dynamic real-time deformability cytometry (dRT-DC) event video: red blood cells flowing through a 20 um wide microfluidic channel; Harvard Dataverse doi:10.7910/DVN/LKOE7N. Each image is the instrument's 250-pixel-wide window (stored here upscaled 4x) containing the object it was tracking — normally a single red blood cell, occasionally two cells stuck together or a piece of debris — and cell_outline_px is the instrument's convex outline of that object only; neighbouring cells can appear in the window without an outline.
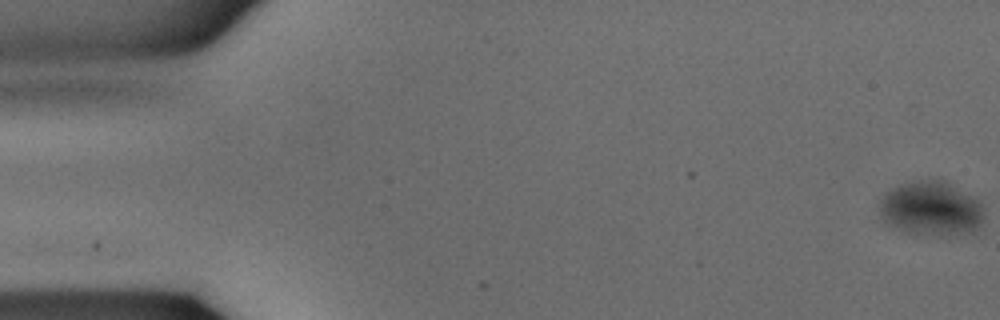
{"species": "common noctule bat (a hibernating species)", "species_latin": "Nyctalus noctula", "temperature_condition": "warm", "stored_images_in_passage": 37, "camera_frame_rate_fps": 3000, "um_per_image_px": 0.085, "animal": {"sex": "male", "body_mass_g": 15.6}, "frame": {"image": 1, "passage_image": 1, "time_ms": 0.0, "image_size_px": [1000, 320], "cell_outline_px": [[984, 220], [976, 236], [940, 236], [904, 232], [884, 224], [880, 216], [880, 200], [884, 192], [900, 184], [920, 180], [944, 180], [976, 200], [984, 208]], "centroid_in_image_um": [79.17, 17.8], "position_along_channel_um": 5.8, "area_um2": 34.1}}
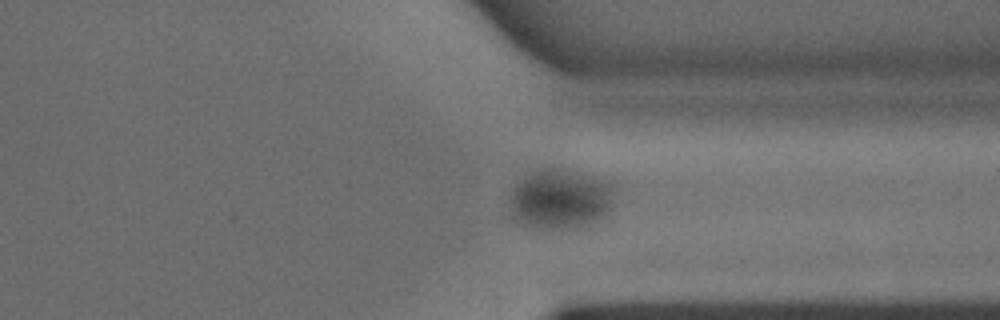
{"frame": {"image": 2, "passage_image": 28, "time_ms": 9.0, "image_size_px": [1000, 320], "cell_outline_px": [[612, 204], [604, 212], [588, 224], [552, 228], [536, 228], [524, 224], [516, 220], [512, 204], [512, 192], [516, 184], [520, 180], [532, 172], [544, 168], [560, 168], [608, 180], [612, 188]], "centroid_in_image_um": [47.61, 16.87], "position_along_channel_um": 363.8, "area_um2": 35.14}}
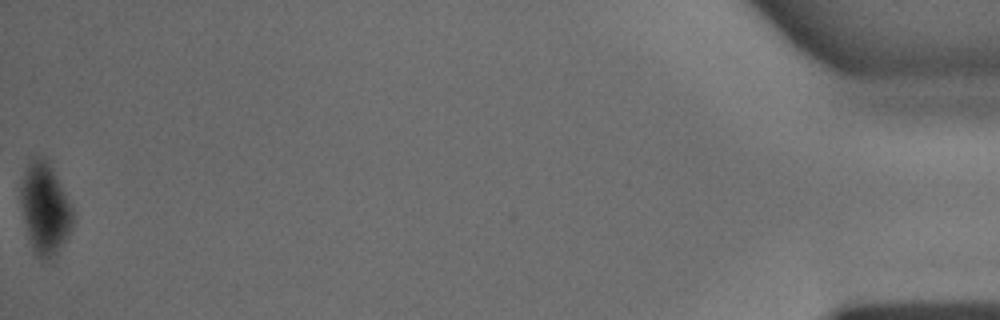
{"frame": {"image": 3, "passage_image": 37, "time_ms": 12.0, "image_size_px": [1000, 320], "cell_outline_px": [[72, 224], [56, 256], [48, 260], [44, 260], [36, 256], [28, 240], [20, 204], [20, 184], [28, 156], [44, 156], [64, 192], [72, 208]], "centroid_in_image_um": [3.75, 17.71], "position_along_channel_um": 431.5, "area_um2": 27.69}}